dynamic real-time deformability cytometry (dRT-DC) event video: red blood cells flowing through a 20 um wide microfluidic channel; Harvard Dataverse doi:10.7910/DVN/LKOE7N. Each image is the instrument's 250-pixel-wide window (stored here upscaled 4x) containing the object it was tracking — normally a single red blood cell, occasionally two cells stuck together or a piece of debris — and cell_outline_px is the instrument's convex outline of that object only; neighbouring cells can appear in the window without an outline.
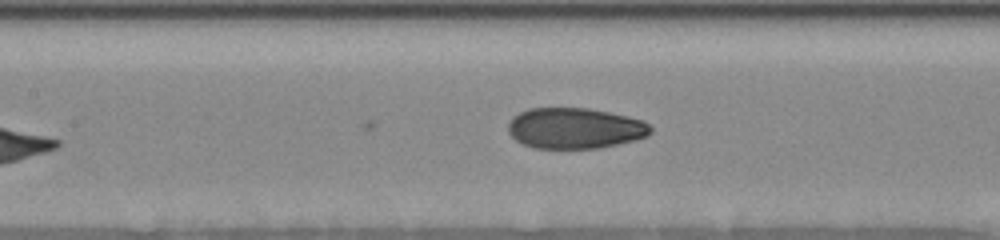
{"species": "human", "species_latin": "Homo sapiens", "temperature_condition": "room temperature", "stored_images_in_passage": 9, "segment_of_instrument_passage": [2, 2], "camera_frame_rate_fps": 3000, "um_per_image_px": 0.085, "donor": {"sex": "female"}, "frame": {"image": 1, "passage_image": 9, "time_ms": 5.0, "image_size_px": [1000, 240], "cell_outline_px": [[652, 132], [648, 136], [636, 140], [600, 148], [532, 148], [516, 140], [508, 132], [508, 124], [512, 116], [528, 108], [588, 108], [628, 116], [644, 120], [652, 128]], "centroid_in_image_um": [48.88, 10.9], "position_along_channel_um": 158.5, "area_um2": 34.1}}